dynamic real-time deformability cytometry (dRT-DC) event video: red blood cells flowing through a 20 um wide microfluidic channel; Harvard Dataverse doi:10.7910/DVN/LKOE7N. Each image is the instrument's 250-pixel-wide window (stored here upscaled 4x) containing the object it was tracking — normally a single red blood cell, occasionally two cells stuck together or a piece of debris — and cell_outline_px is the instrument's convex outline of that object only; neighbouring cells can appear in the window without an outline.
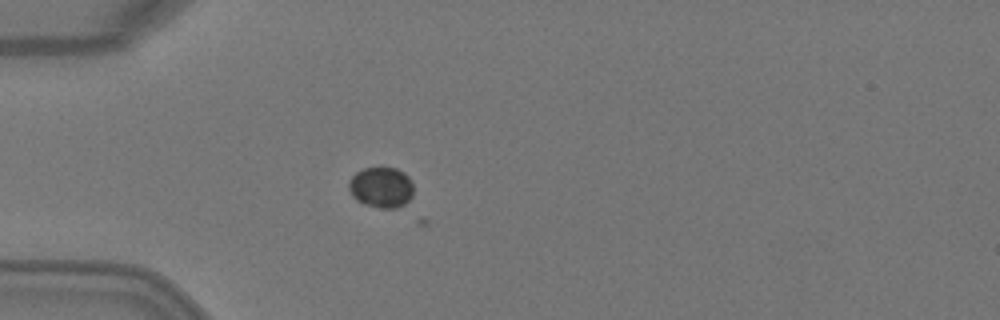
{"species": "Egyptian fruit bat (a non-hibernating species)", "species_latin": "Rousettus aegyptiacus", "temperature_condition": "warm", "stored_images_in_passage": 5, "camera_frame_rate_fps": 3000, "um_per_image_px": 0.085, "animal": {"sex": "female"}, "frame": {"image": 1, "passage_image": 4, "time_ms": 1.0, "image_size_px": [1000, 320], "cell_outline_px": [[412, 196], [404, 204], [396, 208], [380, 208], [364, 204], [356, 200], [352, 196], [348, 188], [348, 184], [352, 176], [356, 172], [364, 168], [380, 164], [396, 168], [404, 172], [408, 176], [412, 184]], "centroid_in_image_um": [32.38, 15.87], "position_along_channel_um": 52.6, "area_um2": 15.78}}